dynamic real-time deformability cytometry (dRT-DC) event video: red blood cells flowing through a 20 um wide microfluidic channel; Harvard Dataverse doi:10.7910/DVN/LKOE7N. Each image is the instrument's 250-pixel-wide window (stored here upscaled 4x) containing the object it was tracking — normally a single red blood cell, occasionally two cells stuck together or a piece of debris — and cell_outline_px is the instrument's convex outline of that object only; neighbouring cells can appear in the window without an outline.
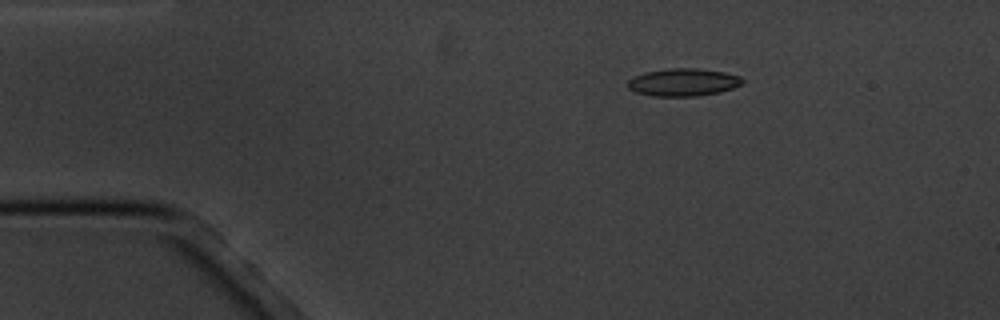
{"species": "common noctule bat (a hibernating species)", "species_latin": "Nyctalus noctula", "temperature_condition": "cold", "stored_images_in_passage": 3, "camera_frame_rate_fps": 3000, "um_per_image_px": 0.085, "animal": {"sex": "male", "body_mass_g": 20.1, "forearm_length_mm": 53.5}, "frame": {"image": 1, "passage_image": 1, "time_ms": 0.0, "image_size_px": [1000, 320], "cell_outline_px": [[744, 80], [740, 84], [732, 88], [720, 92], [696, 96], [652, 96], [636, 92], [628, 88], [628, 80], [632, 76], [644, 72], [668, 68], [696, 68], [724, 72], [740, 76]], "centroid_in_image_um": [58.04, 6.98], "position_along_channel_um": 27.0, "area_um2": 18.5}}
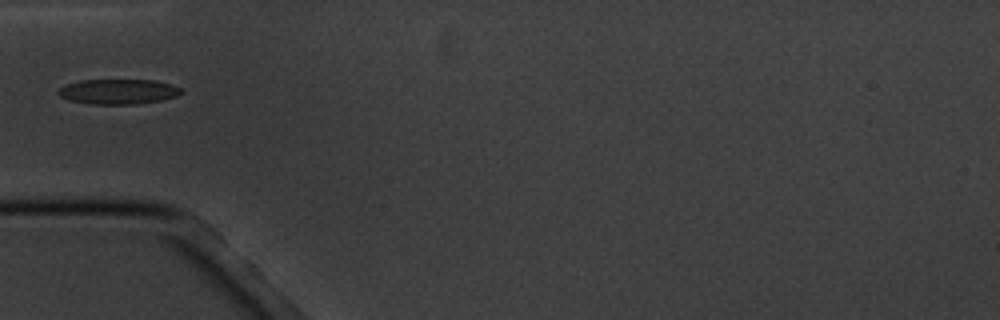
{"frame": {"image": 2, "passage_image": 3, "time_ms": 3.0, "image_size_px": [1000, 320], "cell_outline_px": [[184, 92], [176, 96], [164, 100], [136, 104], [88, 104], [68, 100], [60, 96], [56, 92], [64, 84], [80, 80], [152, 80], [172, 84], [184, 88]], "centroid_in_image_um": [10.07, 7.79], "position_along_channel_um": 74.9, "area_um2": 18.26}}